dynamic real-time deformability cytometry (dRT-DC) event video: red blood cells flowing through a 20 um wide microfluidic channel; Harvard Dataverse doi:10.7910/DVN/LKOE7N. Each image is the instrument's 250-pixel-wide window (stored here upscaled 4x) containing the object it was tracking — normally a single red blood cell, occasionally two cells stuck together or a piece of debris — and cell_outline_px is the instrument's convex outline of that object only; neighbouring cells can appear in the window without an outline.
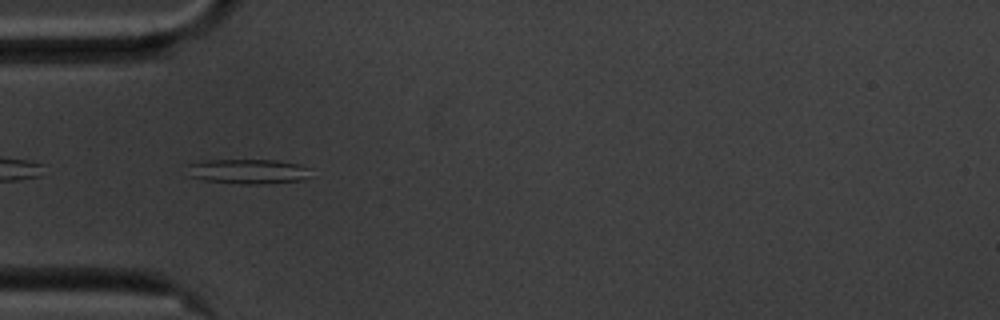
{"species": "common noctule bat (a hibernating species)", "species_latin": "Nyctalus noctula", "temperature_condition": "cold", "stored_images_in_passage": 41, "camera_frame_rate_fps": 3000, "um_per_image_px": 0.085, "animal": {"sex": "male", "body_mass_g": 20.1, "forearm_length_mm": 53.5}, "frame": {"image": 1, "passage_image": 2, "time_ms": 0.333, "image_size_px": [1000, 320], "cell_outline_px": [[312, 176], [304, 180], [256, 184], [240, 184], [204, 180], [188, 176], [184, 164], [208, 160], [276, 160], [300, 164], [312, 168]], "centroid_in_image_um": [21.1, 14.56], "position_along_channel_um": 63.9, "area_um2": 18.32}}
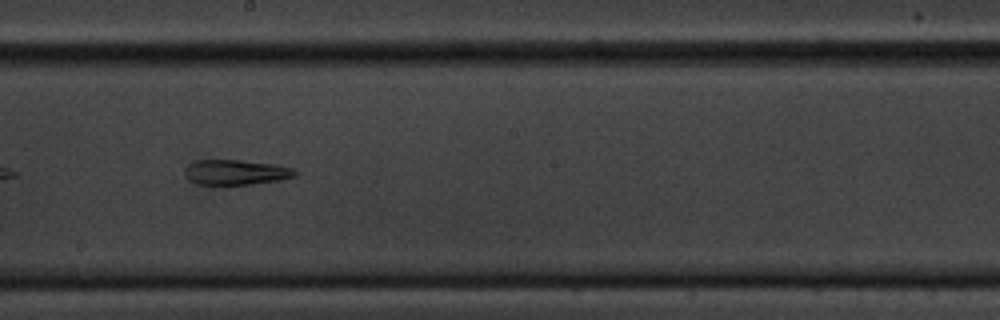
{"frame": {"image": 2, "passage_image": 16, "time_ms": 5.0, "image_size_px": [1000, 320], "cell_outline_px": [[300, 172], [296, 176], [280, 180], [228, 188], [224, 188], [196, 184], [188, 180], [184, 176], [184, 168], [188, 164], [196, 160], [240, 160], [276, 164], [292, 168]], "centroid_in_image_um": [20.0, 14.7], "position_along_channel_um": 228.2, "area_um2": 17.28}}
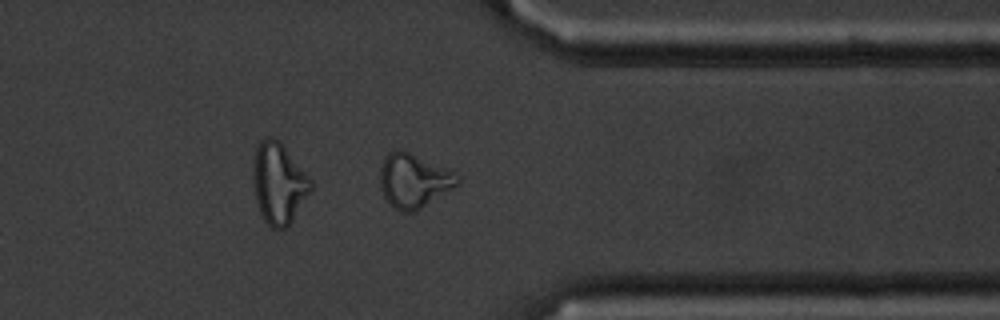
{"frame": {"image": 3, "passage_image": 29, "time_ms": 9.333, "image_size_px": [1000, 320], "cell_outline_px": [[460, 184], [416, 212], [400, 212], [384, 196], [380, 188], [380, 168], [384, 156], [388, 152], [396, 148], [400, 148], [452, 172], [460, 176]], "centroid_in_image_um": [35.15, 15.36], "position_along_channel_um": 376.3, "area_um2": 24.33}, "authors_computed_cell_mechanics": {"area_um2": 17.2822, "velocity_mm_per_s": 3.5339, "shape_relaxation_time_tau1_ms": null, "shape_relaxation_time_tau2_ms": 2.9472, "deformation_change_tau1": null, "deformation_change_tau2": 0.1297}}